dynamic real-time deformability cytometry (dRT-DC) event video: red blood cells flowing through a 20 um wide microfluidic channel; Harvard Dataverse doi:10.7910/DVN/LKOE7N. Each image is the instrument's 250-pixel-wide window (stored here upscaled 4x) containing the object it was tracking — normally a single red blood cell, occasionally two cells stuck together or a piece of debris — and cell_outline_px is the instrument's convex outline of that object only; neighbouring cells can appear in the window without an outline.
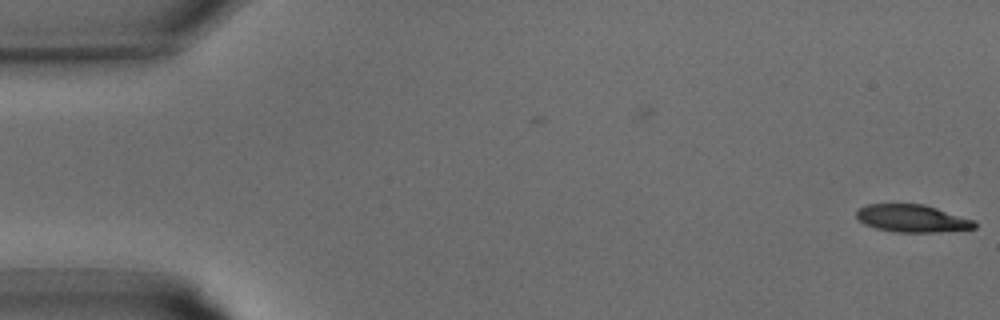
{"species": "common noctule bat (a hibernating species)", "species_latin": "Nyctalus noctula", "temperature_condition": "warm", "stored_images_in_passage": 11, "camera_frame_rate_fps": 3000, "um_per_image_px": 0.085, "animal": {"sex": "male", "body_mass_g": 15.6}, "frame": {"image": 1, "passage_image": 1, "time_ms": 0.0, "image_size_px": [1000, 320], "cell_outline_px": [[972, 228], [892, 228], [876, 224], [868, 220], [900, 204], [904, 204], [928, 208], [972, 224]], "centroid_in_image_um": [77.97, 18.58], "position_along_channel_um": 7.0, "area_um2": 11.44}}
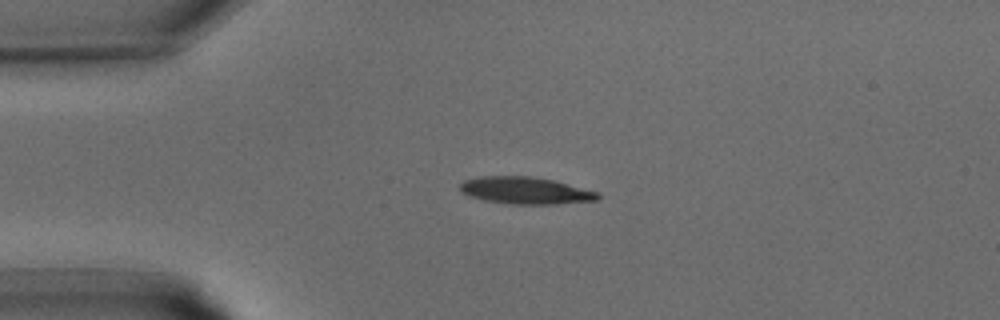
{"frame": {"image": 2, "passage_image": 8, "time_ms": 2.333, "image_size_px": [1000, 320], "cell_outline_px": [[596, 196], [560, 200], [520, 200], [496, 196], [476, 192], [468, 188], [472, 184], [516, 180], [524, 180], [556, 184], [588, 192]], "centroid_in_image_um": [44.97, 16.2], "position_along_channel_um": 40.0, "area_um2": 12.25}}